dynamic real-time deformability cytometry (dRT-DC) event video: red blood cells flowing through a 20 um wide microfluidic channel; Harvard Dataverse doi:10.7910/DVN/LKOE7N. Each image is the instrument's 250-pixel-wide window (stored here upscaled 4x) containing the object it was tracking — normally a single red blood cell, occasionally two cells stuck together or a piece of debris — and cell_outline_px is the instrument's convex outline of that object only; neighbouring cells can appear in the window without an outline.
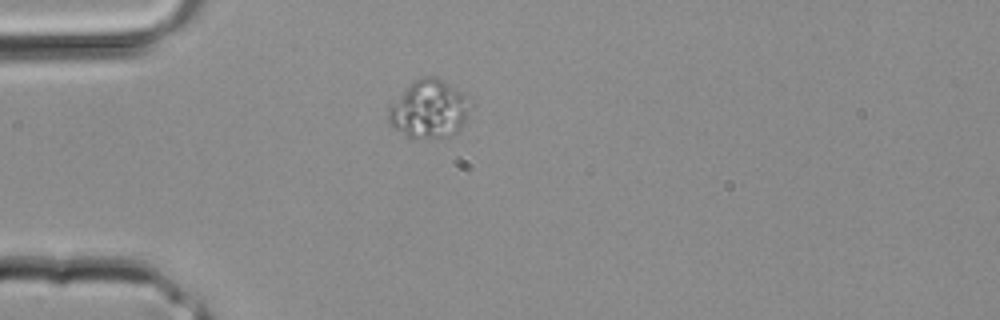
{"species": "common noctule bat (a hibernating species)", "species_latin": "Nyctalus noctula", "temperature_condition": "room temperature", "stored_images_in_passage": 3, "camera_frame_rate_fps": 3000, "um_per_image_px": 0.085, "animal": {"sex": "male", "body_mass_g": 20.4}, "frame": {"image": 1, "passage_image": 3, "time_ms": 0.667, "image_size_px": [1000, 320], "cell_outline_px": [[464, 120], [460, 128], [452, 136], [412, 140], [396, 128], [388, 120], [388, 104], [412, 80], [424, 76], [436, 76], [444, 80], [460, 92], [464, 96]], "centroid_in_image_um": [36.34, 9.28], "position_along_channel_um": 48.7, "area_um2": 27.28}}